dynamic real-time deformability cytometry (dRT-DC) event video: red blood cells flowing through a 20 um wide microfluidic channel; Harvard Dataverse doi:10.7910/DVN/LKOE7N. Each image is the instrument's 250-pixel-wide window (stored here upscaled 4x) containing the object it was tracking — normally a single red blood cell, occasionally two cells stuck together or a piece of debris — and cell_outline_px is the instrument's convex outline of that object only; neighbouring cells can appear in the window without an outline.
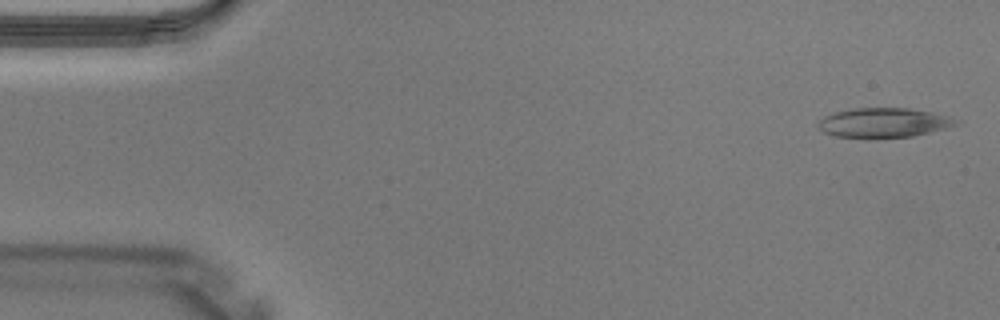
{"species": "Egyptian fruit bat (a non-hibernating species)", "species_latin": "Rousettus aegyptiacus", "temperature_condition": "warm", "stored_images_in_passage": 4, "camera_frame_rate_fps": 3000, "um_per_image_px": 0.085, "animal": {"sex": "male"}, "frame": {"image": 1, "passage_image": 1, "time_ms": 0.0, "image_size_px": [1000, 320], "cell_outline_px": [[960, 124], [912, 136], [868, 140], [836, 136], [824, 132], [816, 128], [816, 124], [824, 116], [836, 112], [852, 108], [908, 108], [932, 112], [948, 116], [960, 120]], "centroid_in_image_um": [75.07, 10.45], "position_along_channel_um": 9.9, "area_um2": 24.28}}
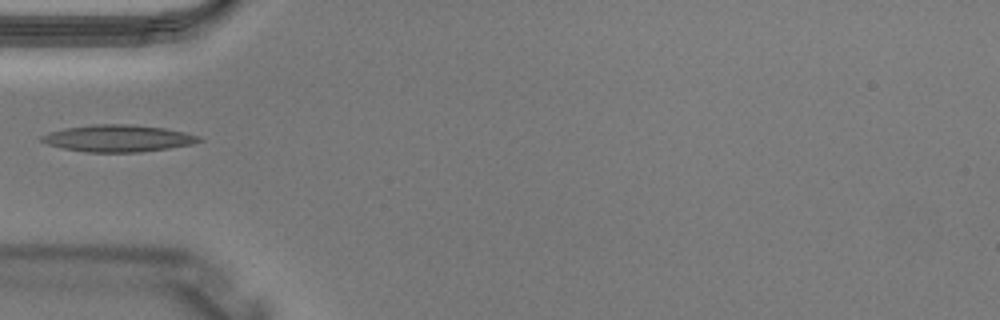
{"frame": {"image": 2, "passage_image": 4, "time_ms": 1.0, "image_size_px": [1000, 320], "cell_outline_px": [[204, 140], [192, 144], [168, 148], [140, 152], [84, 152], [64, 148], [48, 144], [40, 140], [40, 136], [48, 132], [64, 128], [92, 124], [128, 124], [164, 128], [184, 132], [200, 136]], "centroid_in_image_um": [10.02, 11.75], "position_along_channel_um": 75.0, "area_um2": 24.68}}